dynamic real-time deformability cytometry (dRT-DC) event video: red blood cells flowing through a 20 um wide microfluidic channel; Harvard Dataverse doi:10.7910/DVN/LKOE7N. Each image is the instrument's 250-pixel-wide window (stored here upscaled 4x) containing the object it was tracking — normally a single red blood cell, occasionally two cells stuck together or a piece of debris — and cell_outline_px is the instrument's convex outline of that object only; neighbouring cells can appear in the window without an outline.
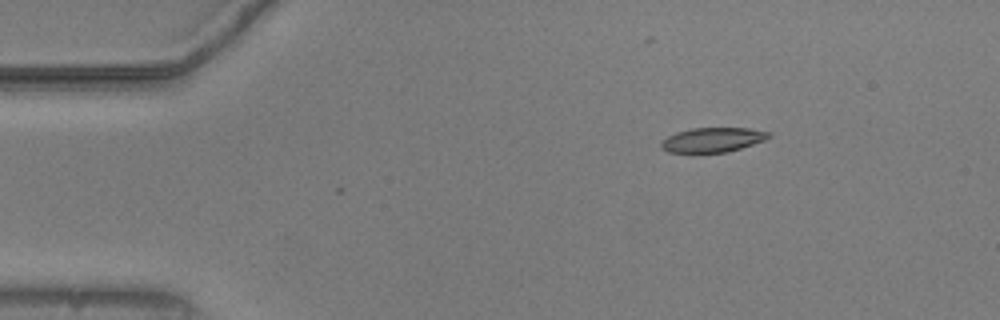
{"species": "common noctule bat (a hibernating species)", "species_latin": "Nyctalus noctula", "temperature_condition": "warm", "stored_images_in_passage": 47, "camera_frame_rate_fps": 3000, "um_per_image_px": 0.085, "animal": {"sex": "male", "body_mass_g": 20.5, "forearm_length_mm": 52.5}, "frame": {"image": 1, "passage_image": 1, "time_ms": 0.0, "image_size_px": [1000, 320], "cell_outline_px": [[772, 136], [764, 140], [728, 152], [668, 152], [660, 148], [660, 144], [668, 136], [676, 132], [692, 128], [748, 128], [772, 132]], "centroid_in_image_um": [60.59, 11.88], "position_along_channel_um": 24.4, "area_um2": 15.32}}
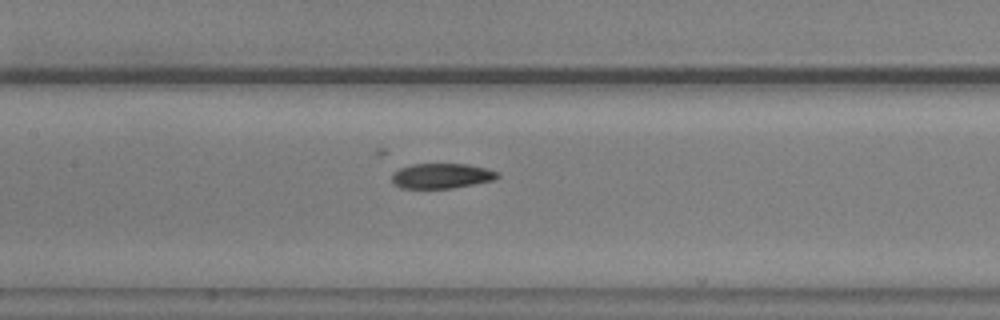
{"frame": {"image": 2, "passage_image": 18, "time_ms": 5.667, "image_size_px": [1000, 320], "cell_outline_px": [[500, 176], [496, 180], [452, 188], [400, 188], [392, 180], [392, 172], [400, 168], [412, 164], [468, 164], [488, 168], [500, 172]], "centroid_in_image_um": [37.59, 14.94], "position_along_channel_um": 169.8, "area_um2": 15.61}}
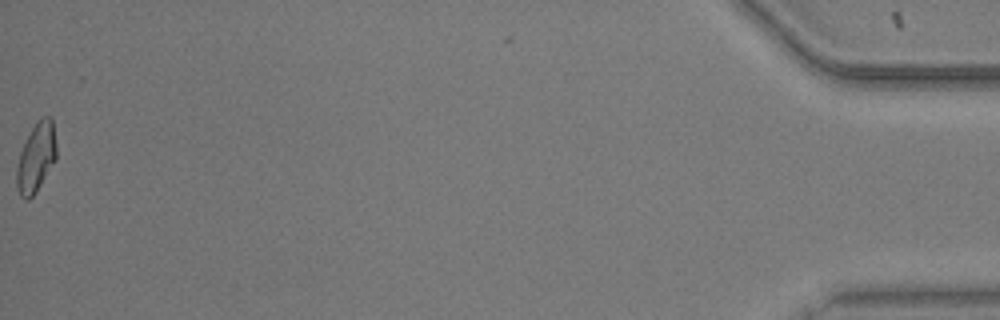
{"frame": {"image": 3, "passage_image": 47, "time_ms": 15.333, "image_size_px": [1000, 320], "cell_outline_px": [[56, 160], [36, 192], [28, 200], [24, 200], [20, 196], [16, 188], [16, 168], [20, 152], [36, 120], [40, 116], [48, 116], [52, 120], [56, 144]], "centroid_in_image_um": [3.06, 13.41], "position_along_channel_um": 432.1, "area_um2": 16.13}}